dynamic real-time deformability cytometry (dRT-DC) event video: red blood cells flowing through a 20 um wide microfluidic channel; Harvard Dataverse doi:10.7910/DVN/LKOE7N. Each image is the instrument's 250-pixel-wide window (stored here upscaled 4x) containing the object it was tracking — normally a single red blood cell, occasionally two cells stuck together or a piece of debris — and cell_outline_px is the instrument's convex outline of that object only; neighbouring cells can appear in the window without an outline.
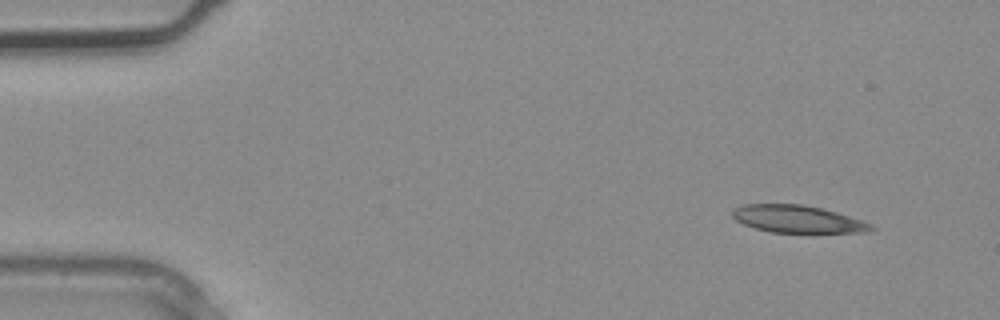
{"species": "common noctule bat (a hibernating species)", "species_latin": "Nyctalus noctula", "temperature_condition": "warm", "stored_images_in_passage": 3, "camera_frame_rate_fps": 3000, "um_per_image_px": 0.085, "animal": {"sex": "male", "body_mass_g": 20.4}, "frame": {"image": 1, "passage_image": 1, "time_ms": 0.0, "image_size_px": [1000, 320], "cell_outline_px": [[876, 228], [868, 232], [812, 236], [768, 232], [744, 224], [736, 220], [732, 216], [732, 212], [736, 208], [744, 204], [804, 204], [836, 212], [872, 224]], "centroid_in_image_um": [67.88, 18.69], "position_along_channel_um": 17.1, "area_um2": 23.29}}
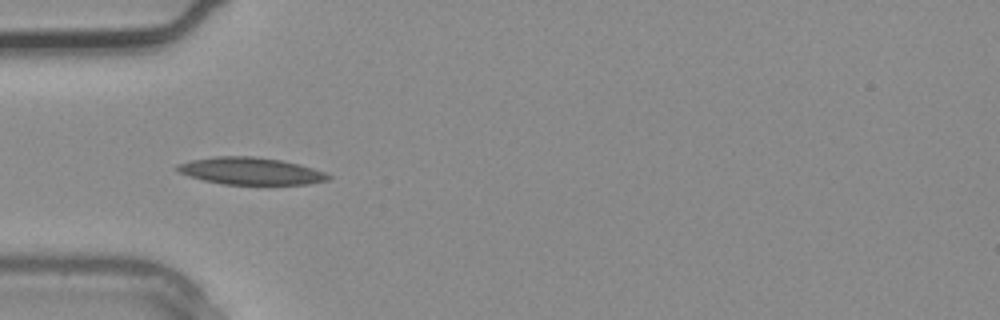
{"frame": {"image": 2, "passage_image": 3, "time_ms": 0.667, "image_size_px": [1000, 320], "cell_outline_px": [[332, 176], [328, 180], [308, 184], [224, 184], [204, 180], [180, 172], [176, 168], [176, 164], [192, 160], [216, 156], [256, 156], [280, 160], [300, 164], [324, 172]], "centroid_in_image_um": [21.33, 14.53], "position_along_channel_um": 63.7, "area_um2": 23.64}}